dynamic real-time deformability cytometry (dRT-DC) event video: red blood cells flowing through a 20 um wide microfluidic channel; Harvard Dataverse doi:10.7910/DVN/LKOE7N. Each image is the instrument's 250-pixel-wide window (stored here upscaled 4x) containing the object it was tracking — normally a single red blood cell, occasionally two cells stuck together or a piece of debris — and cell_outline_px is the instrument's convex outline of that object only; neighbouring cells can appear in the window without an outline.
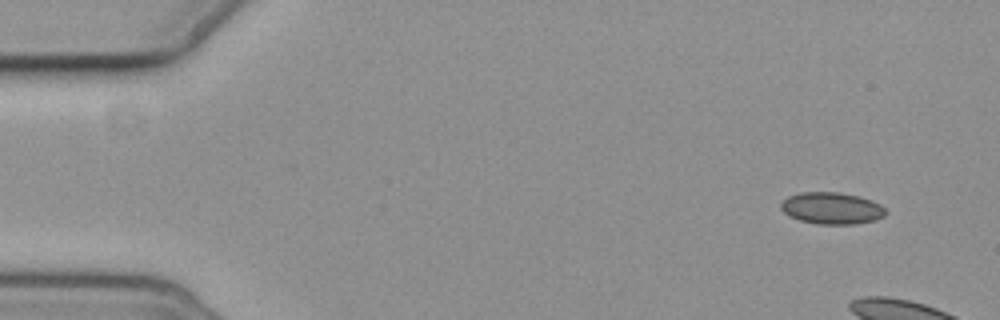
{"species": "common noctule bat (a hibernating species)", "species_latin": "Nyctalus noctula", "temperature_condition": "cold", "stored_images_in_passage": 4, "camera_frame_rate_fps": 3000, "um_per_image_px": 0.085, "animal": {"sex": "female", "body_mass_g": 19.3, "forearm_length_mm": 54.1}, "frame": {"image": 1, "passage_image": 1, "time_ms": 0.0, "image_size_px": [1000, 320], "cell_outline_px": [[884, 216], [872, 220], [856, 224], [816, 224], [800, 220], [788, 216], [780, 208], [780, 204], [788, 196], [800, 192], [840, 192], [860, 196], [872, 200], [880, 204], [884, 208]], "centroid_in_image_um": [70.66, 17.69], "position_along_channel_um": 14.3, "area_um2": 19.42}}